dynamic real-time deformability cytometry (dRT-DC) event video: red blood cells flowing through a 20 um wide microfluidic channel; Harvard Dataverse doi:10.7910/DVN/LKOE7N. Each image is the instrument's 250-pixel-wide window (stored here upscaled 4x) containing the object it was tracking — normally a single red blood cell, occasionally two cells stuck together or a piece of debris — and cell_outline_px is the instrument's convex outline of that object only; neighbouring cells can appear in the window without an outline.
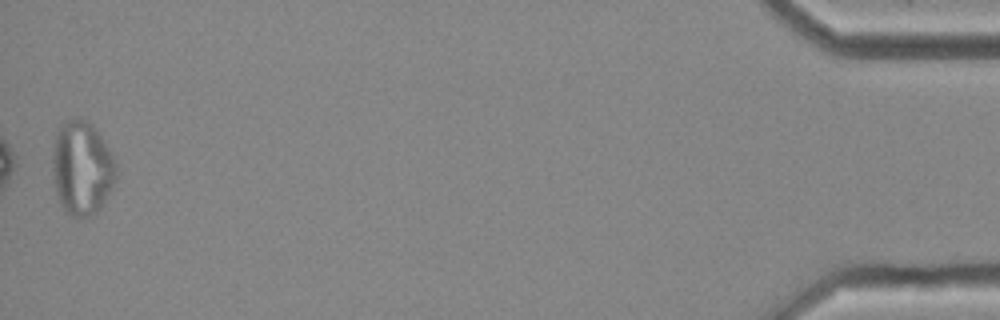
{"species": "common noctule bat (a hibernating species)", "species_latin": "Nyctalus noctula", "temperature_condition": "cold", "stored_images_in_passage": 39, "camera_frame_rate_fps": 3000, "um_per_image_px": 0.085, "animal": {"sex": "female", "body_mass_g": 25.1}, "frame": {"image": 1, "passage_image": 39, "time_ms": 12.667, "image_size_px": [1000, 320], "cell_outline_px": [[116, 180], [100, 208], [96, 212], [80, 220], [64, 212], [60, 204], [56, 192], [52, 172], [52, 156], [56, 132], [60, 124], [68, 120], [80, 116], [92, 124], [108, 148], [116, 164]], "centroid_in_image_um": [6.94, 14.3], "position_along_channel_um": 428.3, "area_um2": 35.14}, "authors_computed_cell_mechanics": {"area_um2": 25.3742, "velocity_mm_per_s": 3.662, "shape_relaxation_time_tau1_ms": null, "shape_relaxation_time_tau2_ms": 2.26, "deformation_change_tau1": null, "deformation_change_tau2": 0.1015}}